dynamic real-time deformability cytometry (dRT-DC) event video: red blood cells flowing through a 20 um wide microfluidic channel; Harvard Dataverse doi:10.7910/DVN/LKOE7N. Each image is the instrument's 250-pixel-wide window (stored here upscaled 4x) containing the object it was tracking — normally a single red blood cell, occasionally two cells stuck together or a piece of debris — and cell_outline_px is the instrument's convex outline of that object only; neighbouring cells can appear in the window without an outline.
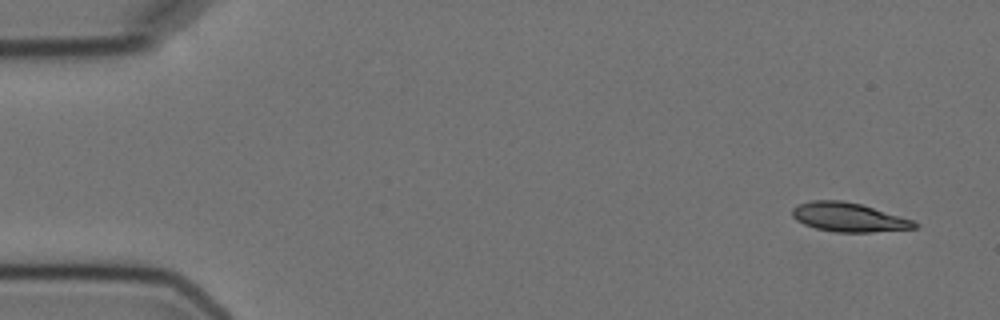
{"species": "Egyptian fruit bat (a non-hibernating species)", "species_latin": "Rousettus aegyptiacus", "temperature_condition": "cold", "stored_images_in_passage": 6, "camera_frame_rate_fps": 3000, "um_per_image_px": 0.085, "animal": {"sex": "female"}, "frame": {"image": 1, "passage_image": 1, "time_ms": 0.0, "image_size_px": [1000, 320], "cell_outline_px": [[920, 224], [916, 228], [872, 232], [836, 232], [816, 228], [804, 224], [796, 220], [792, 216], [792, 208], [796, 204], [812, 200], [844, 200], [860, 204], [900, 216], [912, 220]], "centroid_in_image_um": [72.1, 18.46], "position_along_channel_um": 12.9, "area_um2": 20.63}}
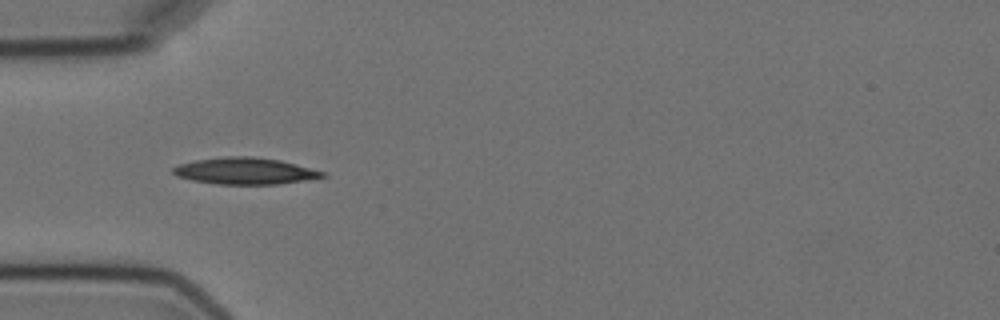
{"frame": {"image": 2, "passage_image": 5, "time_ms": 4.667, "image_size_px": [1000, 320], "cell_outline_px": [[328, 176], [304, 180], [276, 184], [216, 184], [192, 180], [176, 176], [172, 172], [172, 168], [180, 164], [196, 160], [228, 156], [252, 156], [280, 160], [296, 164], [324, 172]], "centroid_in_image_um": [20.81, 14.53], "position_along_channel_um": 64.2, "area_um2": 23.0}}
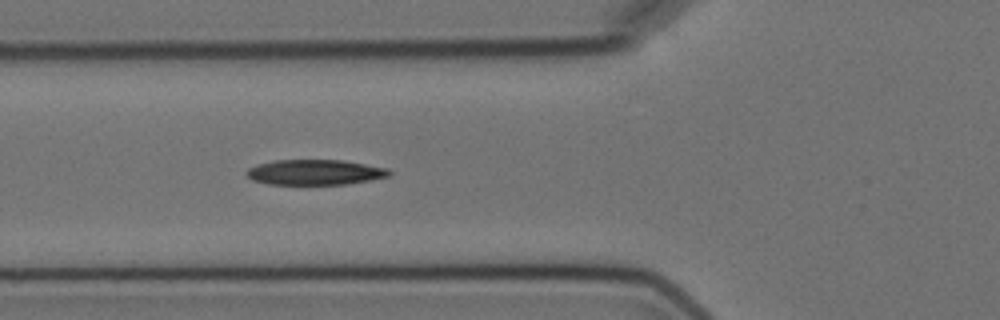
{"frame": {"image": 3, "passage_image": 6, "time_ms": 5.667, "image_size_px": [1000, 320], "cell_outline_px": [[392, 176], [348, 184], [268, 184], [252, 180], [244, 172], [248, 168], [256, 164], [276, 160], [340, 160], [388, 168], [392, 172]], "centroid_in_image_um": [26.77, 14.64], "position_along_channel_um": 99.0, "area_um2": 21.1}}